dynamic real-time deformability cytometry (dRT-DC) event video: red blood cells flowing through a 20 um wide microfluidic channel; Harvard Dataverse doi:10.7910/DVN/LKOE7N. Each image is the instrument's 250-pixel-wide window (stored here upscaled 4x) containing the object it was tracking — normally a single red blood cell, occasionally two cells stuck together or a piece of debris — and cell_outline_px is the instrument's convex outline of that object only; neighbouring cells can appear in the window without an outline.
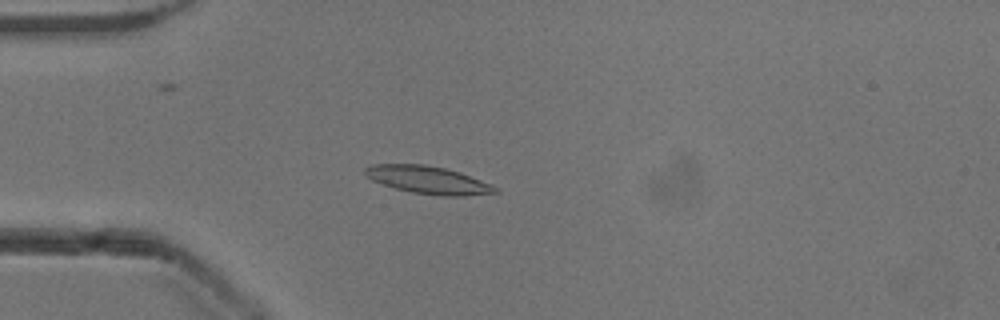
{"species": "common noctule bat (a hibernating species)", "species_latin": "Nyctalus noctula", "temperature_condition": "cold", "stored_images_in_passage": 54, "camera_frame_rate_fps": 3000, "um_per_image_px": 0.085, "animal": {"sex": "male", "body_mass_g": 13.3}, "frame": {"image": 1, "passage_image": 15, "time_ms": 4.667, "image_size_px": [1000, 320], "cell_outline_px": [[500, 192], [464, 196], [440, 196], [412, 192], [396, 188], [372, 180], [364, 176], [364, 168], [372, 164], [424, 164], [444, 168], [460, 172], [492, 184], [500, 188]], "centroid_in_image_um": [36.42, 15.3], "position_along_channel_um": 48.6, "area_um2": 21.1}}
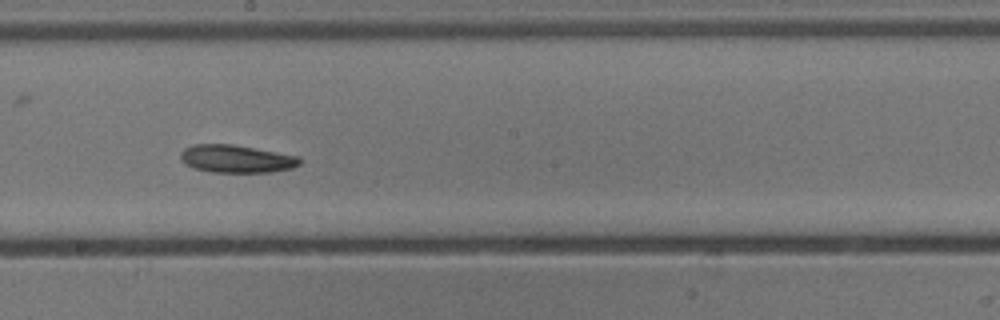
{"frame": {"image": 2, "passage_image": 30, "time_ms": 9.667, "image_size_px": [1000, 320], "cell_outline_px": [[300, 164], [292, 168], [272, 172], [212, 172], [192, 168], [184, 164], [180, 160], [180, 152], [184, 148], [192, 144], [232, 144], [300, 156]], "centroid_in_image_um": [20.05, 13.5], "position_along_channel_um": 228.1, "area_um2": 19.48}}
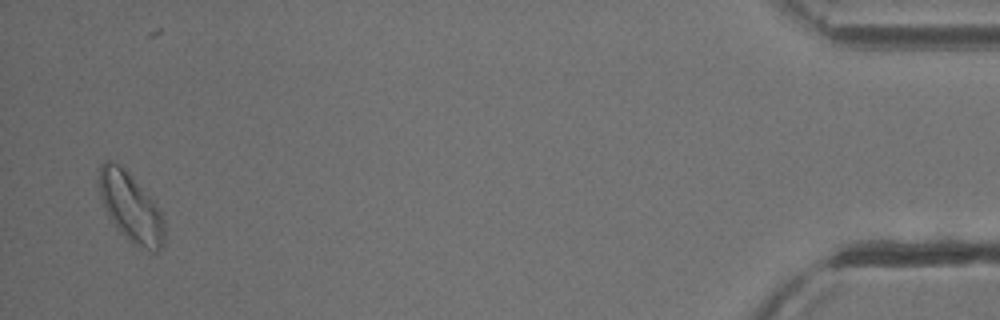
{"frame": {"image": 3, "passage_image": 52, "time_ms": 17.0, "image_size_px": [1000, 320], "cell_outline_px": [[164, 244], [156, 252], [152, 252], [140, 248], [132, 244], [116, 228], [100, 196], [100, 164], [104, 160], [112, 160], [120, 164], [132, 176], [156, 204], [164, 220]], "centroid_in_image_um": [11.13, 17.64], "position_along_channel_um": 424.1, "area_um2": 26.07}}